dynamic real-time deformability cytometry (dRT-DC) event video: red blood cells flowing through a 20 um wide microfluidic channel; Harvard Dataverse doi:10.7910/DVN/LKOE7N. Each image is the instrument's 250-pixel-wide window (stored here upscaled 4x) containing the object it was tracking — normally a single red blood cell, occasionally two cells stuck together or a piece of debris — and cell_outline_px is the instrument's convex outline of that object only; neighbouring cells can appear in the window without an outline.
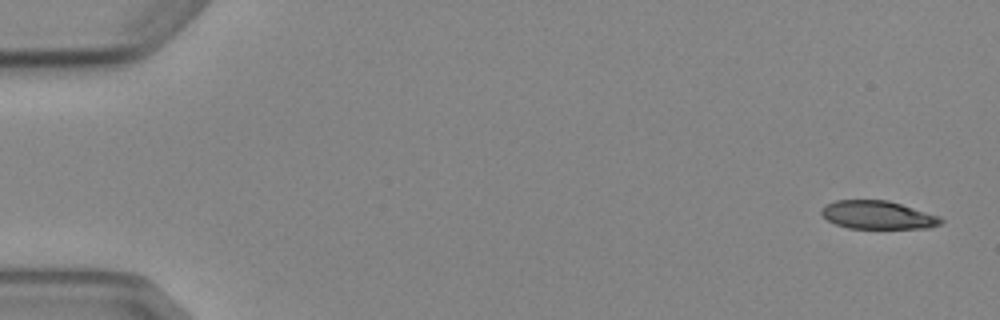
{"species": "Egyptian fruit bat (a non-hibernating species)", "species_latin": "Rousettus aegyptiacus", "temperature_condition": "cold", "stored_images_in_passage": 5, "camera_frame_rate_fps": 3000, "um_per_image_px": 0.085, "animal": {"sex": "female"}, "frame": {"image": 1, "passage_image": 1, "time_ms": 0.0, "image_size_px": [1000, 320], "cell_outline_px": [[944, 220], [940, 224], [928, 228], [848, 228], [836, 224], [828, 220], [820, 212], [824, 204], [836, 200], [888, 200], [940, 216]], "centroid_in_image_um": [74.6, 18.27], "position_along_channel_um": 10.4, "area_um2": 19.59}}
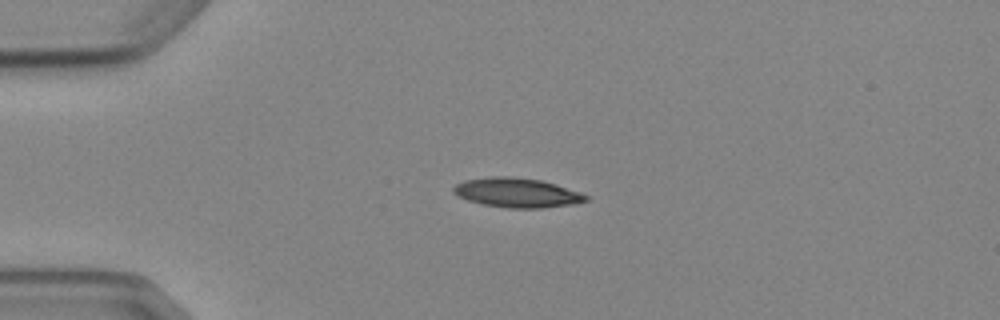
{"frame": {"image": 2, "passage_image": 4, "time_ms": 3.667, "image_size_px": [1000, 320], "cell_outline_px": [[588, 200], [572, 204], [540, 208], [504, 208], [484, 204], [468, 200], [452, 192], [452, 188], [456, 184], [464, 180], [488, 176], [512, 176], [540, 180], [556, 184], [580, 192], [588, 196]], "centroid_in_image_um": [43.92, 16.37], "position_along_channel_um": 41.1, "area_um2": 22.72}}